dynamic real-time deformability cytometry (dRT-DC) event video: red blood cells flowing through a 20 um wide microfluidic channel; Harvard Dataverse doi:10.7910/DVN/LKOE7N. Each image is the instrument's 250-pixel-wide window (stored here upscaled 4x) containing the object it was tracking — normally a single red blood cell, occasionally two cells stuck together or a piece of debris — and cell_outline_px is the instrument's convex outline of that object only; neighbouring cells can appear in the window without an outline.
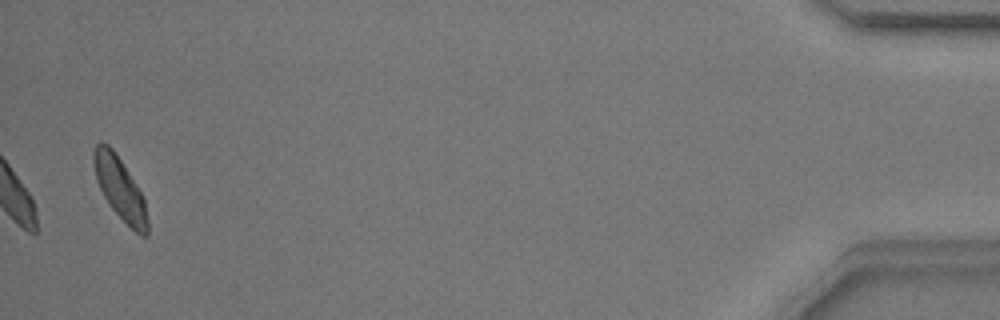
{"species": "common noctule bat (a hibernating species)", "species_latin": "Nyctalus noctula", "temperature_condition": "warm", "stored_images_in_passage": 39, "camera_frame_rate_fps": 3000, "um_per_image_px": 0.085, "animal": {"sex": "male", "body_mass_g": 17.9}, "frame": {"image": 1, "passage_image": 39, "time_ms": 12.667, "image_size_px": [1000, 320], "cell_outline_px": [[148, 236], [140, 236], [112, 208], [104, 196], [96, 180], [92, 164], [92, 152], [96, 144], [100, 140], [108, 144], [112, 148], [120, 160], [140, 192], [144, 200], [148, 220]], "centroid_in_image_um": [10.16, 15.99], "position_along_channel_um": 425.0, "area_um2": 19.19}, "authors_computed_cell_mechanics": {"area_um2": 17.3978, "velocity_mm_per_s": 3.778, "shape_relaxation_time_tau1_ms": 9.4406, "shape_relaxation_time_tau2_ms": 3.342, "deformation_change_tau1": 0.225, "deformation_change_tau2": 0.0995}}